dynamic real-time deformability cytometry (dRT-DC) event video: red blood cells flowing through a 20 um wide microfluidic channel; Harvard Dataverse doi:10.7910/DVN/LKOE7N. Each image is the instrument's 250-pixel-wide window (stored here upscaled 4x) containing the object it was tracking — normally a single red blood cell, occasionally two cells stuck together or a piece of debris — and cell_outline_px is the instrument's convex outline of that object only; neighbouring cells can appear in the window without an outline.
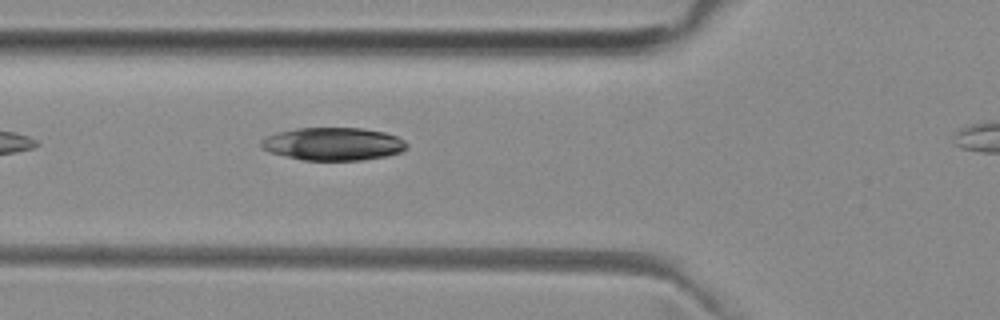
{"species": "common noctule bat (a hibernating species)", "species_latin": "Nyctalus noctula", "temperature_condition": "room temperature", "stored_images_in_passage": 6, "camera_frame_rate_fps": 3000, "um_per_image_px": 0.085, "animal": {"sex": "female", "body_mass_g": 29.2, "forearm_length_mm": 56.3}, "frame": {"image": 1, "passage_image": 3, "time_ms": 0.667, "image_size_px": [1000, 320], "cell_outline_px": [[408, 148], [400, 152], [388, 156], [360, 160], [304, 160], [284, 156], [268, 152], [260, 148], [260, 140], [276, 132], [296, 128], [360, 128], [384, 132], [396, 136], [404, 140], [408, 144]], "centroid_in_image_um": [28.3, 12.23], "position_along_channel_um": 97.5, "area_um2": 28.09}}